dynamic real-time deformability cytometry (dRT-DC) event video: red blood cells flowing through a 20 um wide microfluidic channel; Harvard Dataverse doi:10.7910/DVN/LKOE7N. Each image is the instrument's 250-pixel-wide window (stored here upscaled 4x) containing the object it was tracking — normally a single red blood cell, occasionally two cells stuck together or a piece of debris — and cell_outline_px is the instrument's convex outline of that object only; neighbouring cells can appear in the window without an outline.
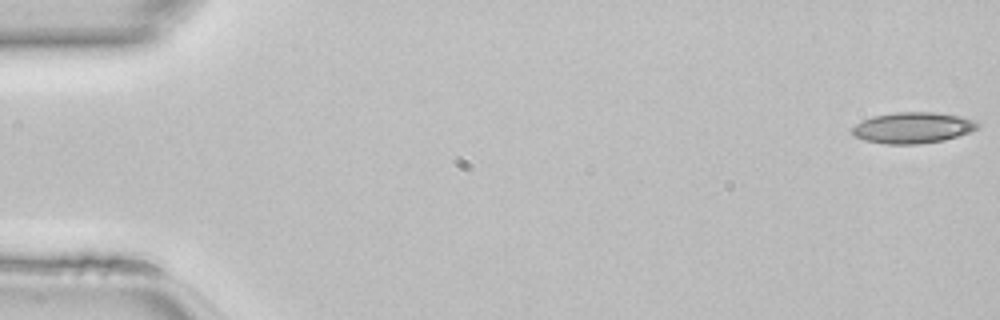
{"species": "common noctule bat (a hibernating species)", "species_latin": "Nyctalus noctula", "temperature_condition": "room temperature", "stored_images_in_passage": 48, "camera_frame_rate_fps": 3000, "um_per_image_px": 0.085, "animal": {"sex": "female", "body_mass_g": 22.7, "forearm_length_mm": 54.2}, "frame": {"image": 1, "passage_image": 1, "time_ms": 0.0, "image_size_px": [1000, 320], "cell_outline_px": [[980, 128], [972, 132], [944, 140], [920, 144], [884, 144], [864, 140], [856, 136], [852, 132], [852, 128], [856, 124], [872, 116], [896, 112], [936, 112], [960, 116], [976, 120], [980, 124]], "centroid_in_image_um": [77.65, 10.86], "position_along_channel_um": 7.4, "area_um2": 22.89}}
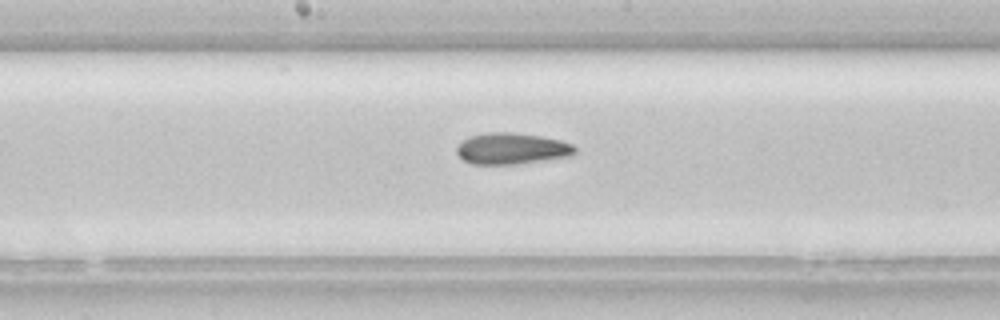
{"frame": {"image": 2, "passage_image": 25, "time_ms": 8.0, "image_size_px": [1000, 320], "cell_outline_px": [[576, 152], [572, 156], [516, 164], [472, 164], [464, 160], [456, 152], [456, 148], [468, 136], [488, 132], [512, 132], [540, 136], [560, 140], [572, 144], [576, 148]], "centroid_in_image_um": [43.51, 12.63], "position_along_channel_um": 204.7, "area_um2": 21.56}}
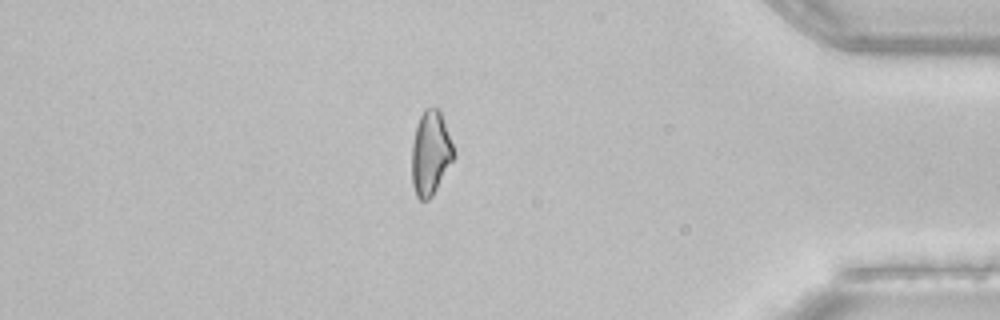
{"frame": {"image": 3, "passage_image": 41, "time_ms": 13.333, "image_size_px": [1000, 320], "cell_outline_px": [[456, 156], [432, 196], [428, 200], [420, 200], [416, 196], [412, 184], [412, 144], [416, 124], [424, 108], [440, 108], [456, 152]], "centroid_in_image_um": [36.61, 12.99], "position_along_channel_um": 398.6, "area_um2": 20.92}}